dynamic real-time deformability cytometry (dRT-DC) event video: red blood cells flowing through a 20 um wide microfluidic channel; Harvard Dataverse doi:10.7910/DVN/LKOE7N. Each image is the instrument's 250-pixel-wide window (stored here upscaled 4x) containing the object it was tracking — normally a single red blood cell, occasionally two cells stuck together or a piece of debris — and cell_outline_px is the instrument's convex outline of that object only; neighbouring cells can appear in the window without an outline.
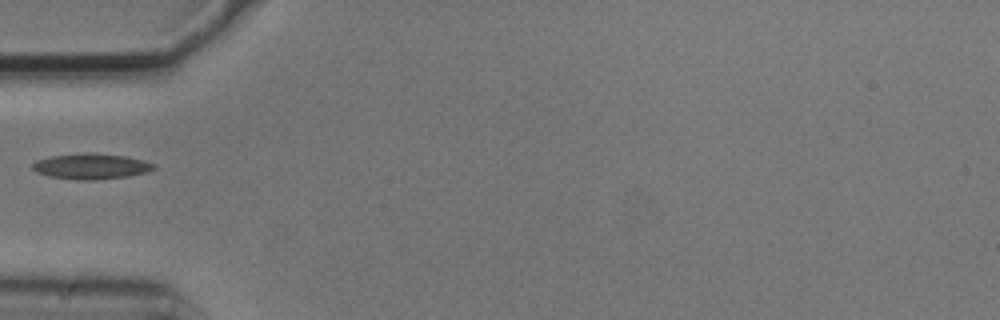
{"species": "common noctule bat (a hibernating species)", "species_latin": "Nyctalus noctula", "temperature_condition": "cold", "stored_images_in_passage": 4, "camera_frame_rate_fps": 3000, "um_per_image_px": 0.085, "animal": {"sex": "male", "body_mass_g": 20.5, "forearm_length_mm": 52.5}, "frame": {"image": 1, "passage_image": 4, "time_ms": 1.0, "image_size_px": [1000, 320], "cell_outline_px": [[156, 168], [148, 172], [128, 176], [96, 180], [80, 180], [52, 176], [36, 172], [32, 168], [32, 164], [36, 160], [52, 156], [84, 152], [92, 152], [124, 156], [144, 160], [156, 164]], "centroid_in_image_um": [7.78, 14.13], "position_along_channel_um": 77.2, "area_um2": 18.15}}